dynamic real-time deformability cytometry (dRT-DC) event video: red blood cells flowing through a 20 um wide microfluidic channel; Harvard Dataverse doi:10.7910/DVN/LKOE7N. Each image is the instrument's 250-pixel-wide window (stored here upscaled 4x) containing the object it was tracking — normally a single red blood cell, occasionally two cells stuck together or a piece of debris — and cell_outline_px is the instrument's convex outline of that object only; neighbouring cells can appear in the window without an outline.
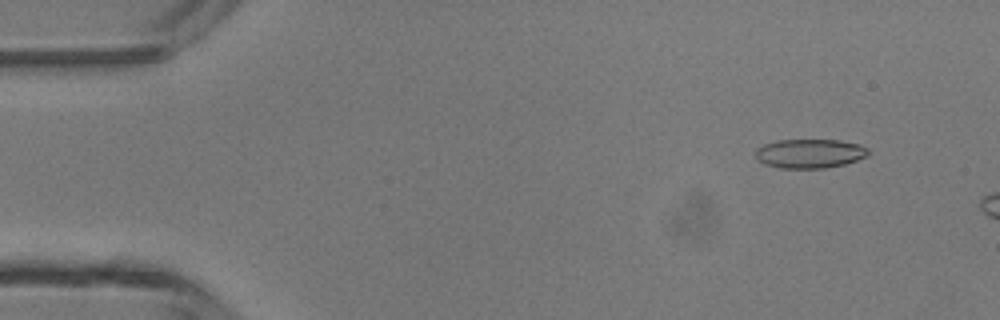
{"species": "common noctule bat (a hibernating species)", "species_latin": "Nyctalus noctula", "temperature_condition": "room temperature", "stored_images_in_passage": 7, "camera_frame_rate_fps": 3000, "um_per_image_px": 0.085, "animal": {"sex": "male", "body_mass_g": 13.3}, "frame": {"image": 1, "passage_image": 3, "time_ms": 0.667, "image_size_px": [1000, 320], "cell_outline_px": [[872, 152], [868, 156], [844, 164], [824, 168], [780, 168], [764, 164], [756, 160], [756, 148], [764, 144], [776, 140], [840, 140], [860, 144], [868, 148]], "centroid_in_image_um": [68.84, 13.04], "position_along_channel_um": 16.2, "area_um2": 19.36}}